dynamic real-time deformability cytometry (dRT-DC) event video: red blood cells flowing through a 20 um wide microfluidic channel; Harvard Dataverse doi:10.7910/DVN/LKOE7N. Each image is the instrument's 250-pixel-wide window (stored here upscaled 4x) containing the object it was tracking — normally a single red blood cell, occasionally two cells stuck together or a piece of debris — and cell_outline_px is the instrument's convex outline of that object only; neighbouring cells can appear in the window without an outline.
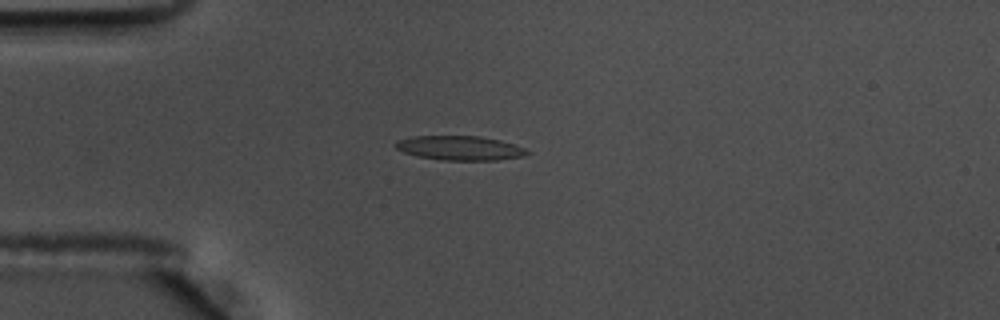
{"species": "common noctule bat (a hibernating species)", "species_latin": "Nyctalus noctula", "temperature_condition": "warm", "stored_images_in_passage": 46, "camera_frame_rate_fps": 3000, "um_per_image_px": 0.085, "animal": {"sex": "male", "body_mass_g": 17.5, "forearm_length_mm": 52.3}, "frame": {"image": 1, "passage_image": 5, "time_ms": 1.333, "image_size_px": [1000, 320], "cell_outline_px": [[532, 152], [524, 156], [496, 160], [444, 160], [416, 156], [404, 152], [396, 148], [392, 144], [396, 140], [412, 136], [480, 136], [500, 140], [516, 144]], "centroid_in_image_um": [39.08, 12.58], "position_along_channel_um": 45.9, "area_um2": 18.84}}
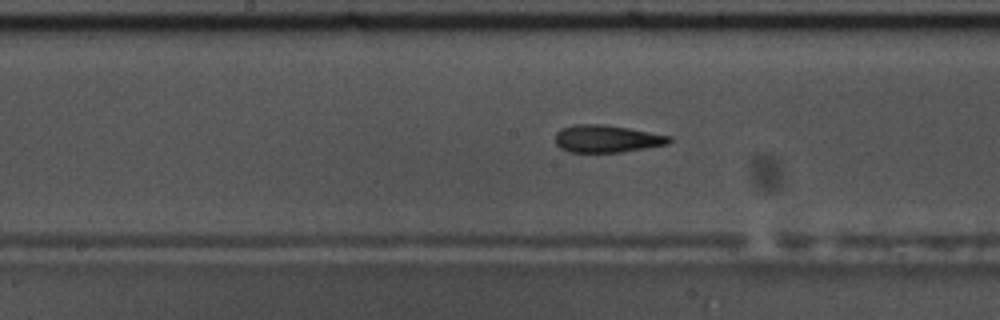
{"frame": {"image": 2, "passage_image": 19, "time_ms": 6.0, "image_size_px": [1000, 320], "cell_outline_px": [[672, 140], [668, 144], [620, 152], [568, 152], [560, 148], [556, 144], [556, 132], [560, 128], [576, 124], [604, 124], [628, 128], [672, 136]], "centroid_in_image_um": [51.56, 11.79], "position_along_channel_um": 196.6, "area_um2": 18.21}}
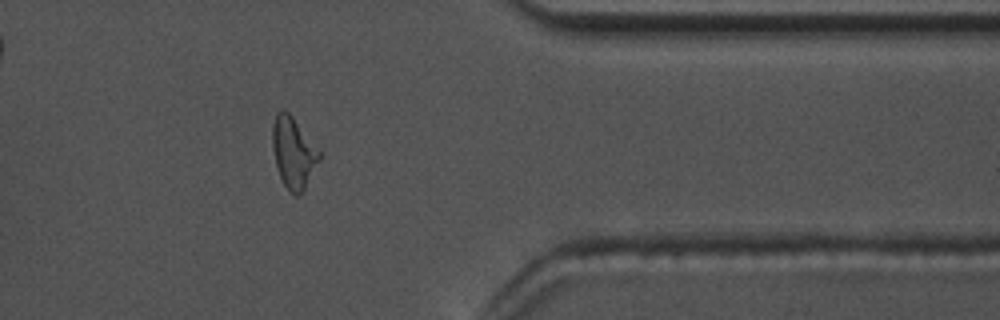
{"frame": {"image": 3, "passage_image": 36, "time_ms": 11.667, "image_size_px": [1000, 320], "cell_outline_px": [[320, 160], [300, 196], [296, 196], [284, 184], [280, 176], [276, 164], [272, 144], [272, 124], [276, 112], [280, 108], [284, 108], [292, 116], [320, 152]], "centroid_in_image_um": [24.92, 12.94], "position_along_channel_um": 386.5, "area_um2": 19.13}, "authors_computed_cell_mechanics": {"area_um2": 18.4093, "velocity_mm_per_s": 3.6169, "shape_relaxation_time_tau1_ms": 9.6067, "shape_relaxation_time_tau2_ms": 2.447, "deformation_change_tau1": 0.2478, "deformation_change_tau2": 0.115}}